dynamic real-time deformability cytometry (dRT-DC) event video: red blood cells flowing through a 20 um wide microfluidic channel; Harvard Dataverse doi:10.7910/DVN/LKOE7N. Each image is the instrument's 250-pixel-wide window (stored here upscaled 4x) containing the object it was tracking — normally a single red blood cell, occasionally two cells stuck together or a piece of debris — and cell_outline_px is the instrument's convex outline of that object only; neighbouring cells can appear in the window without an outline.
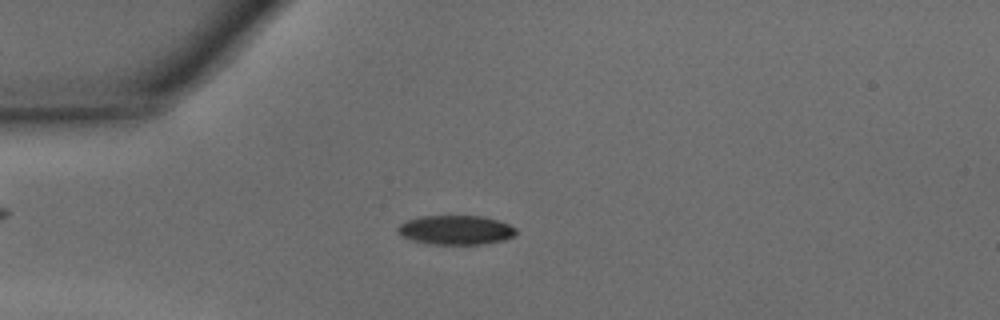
{"species": "common noctule bat (a hibernating species)", "species_latin": "Nyctalus noctula", "temperature_condition": "warm", "stored_images_in_passage": 42, "camera_frame_rate_fps": 3000, "um_per_image_px": 0.085, "animal": {"sex": "male", "body_mass_g": 15.6}, "frame": {"image": 1, "passage_image": 8, "time_ms": 2.333, "image_size_px": [1000, 320], "cell_outline_px": [[516, 232], [512, 236], [504, 240], [484, 244], [432, 244], [412, 240], [404, 236], [396, 228], [400, 224], [408, 220], [420, 216], [484, 216], [508, 224], [516, 228]], "centroid_in_image_um": [38.76, 19.54], "position_along_channel_um": 46.2, "area_um2": 19.94}}
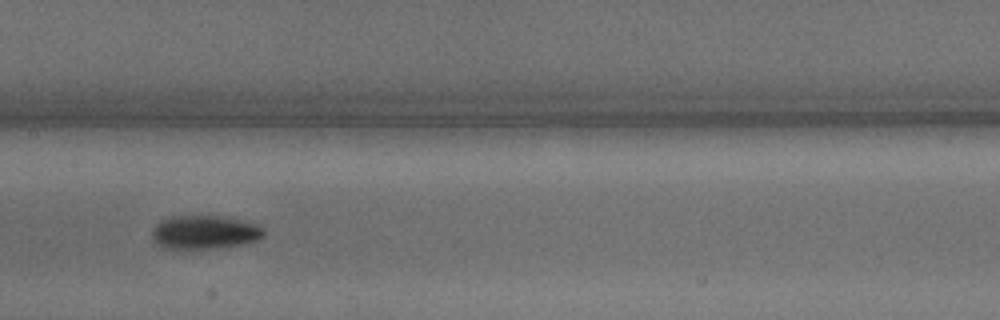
{"frame": {"image": 2, "passage_image": 19, "time_ms": 6.0, "image_size_px": [1000, 320], "cell_outline_px": [[264, 236], [256, 240], [240, 244], [216, 248], [180, 252], [164, 248], [156, 244], [152, 236], [152, 228], [160, 220], [172, 216], [220, 216], [240, 220], [256, 224], [264, 228]], "centroid_in_image_um": [17.31, 19.78], "position_along_channel_um": 190.1, "area_um2": 22.48}}
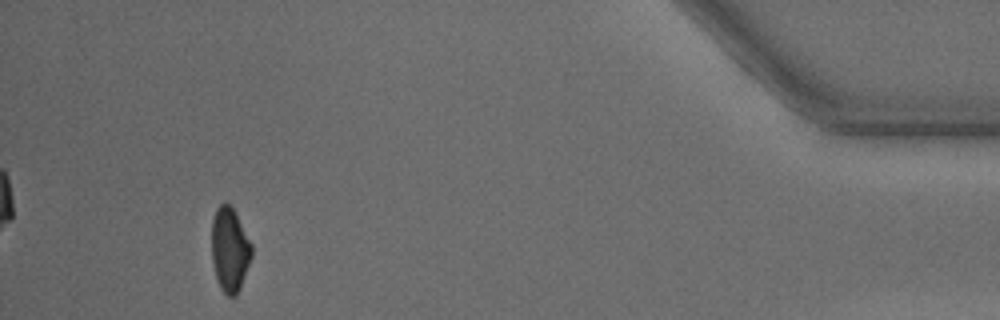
{"frame": {"image": 3, "passage_image": 39, "time_ms": 12.667, "image_size_px": [1000, 320], "cell_outline_px": [[252, 256], [240, 288], [236, 296], [228, 296], [220, 288], [212, 264], [212, 220], [216, 208], [224, 200], [232, 208], [252, 244]], "centroid_in_image_um": [19.52, 21.22], "position_along_channel_um": 415.7, "area_um2": 19.54}, "authors_computed_cell_mechanics": {"area_um2": 20.4612, "velocity_mm_per_s": 4.3728, "shape_relaxation_time_tau1_ms": 2.2739, "shape_relaxation_time_tau2_ms": 4.8896, "deformation_change_tau1": 0.1078, "deformation_change_tau2": 0.0963}}